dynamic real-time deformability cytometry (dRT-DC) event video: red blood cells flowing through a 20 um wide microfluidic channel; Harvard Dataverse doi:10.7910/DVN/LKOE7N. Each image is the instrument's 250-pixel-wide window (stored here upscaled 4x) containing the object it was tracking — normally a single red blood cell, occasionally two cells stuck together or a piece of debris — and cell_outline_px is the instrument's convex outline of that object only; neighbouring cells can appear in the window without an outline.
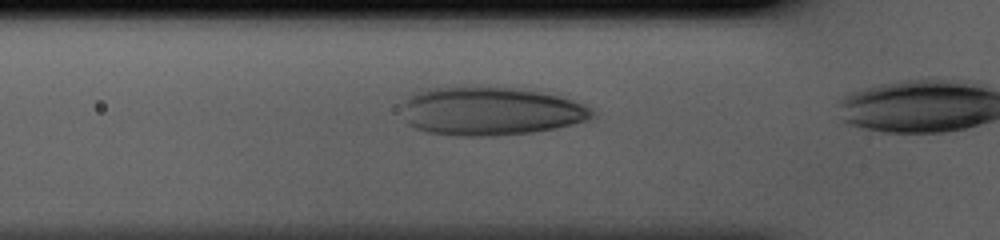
{"species": "human", "species_latin": "Homo sapiens", "temperature_condition": "cold", "stored_images_in_passage": 14, "camera_frame_rate_fps": 3000, "um_per_image_px": 0.085, "donor": {"sex": "male"}, "frame": {"image": 1, "passage_image": 10, "time_ms": 3.0, "image_size_px": [1000, 240], "cell_outline_px": [[592, 116], [588, 120], [556, 128], [536, 132], [488, 136], [456, 136], [428, 132], [416, 128], [408, 124], [404, 104], [408, 96], [416, 92], [428, 88], [512, 88], [540, 92], [560, 96], [584, 104], [592, 108]], "centroid_in_image_um": [41.72, 9.47], "position_along_channel_um": 84.1, "area_um2": 52.94}}
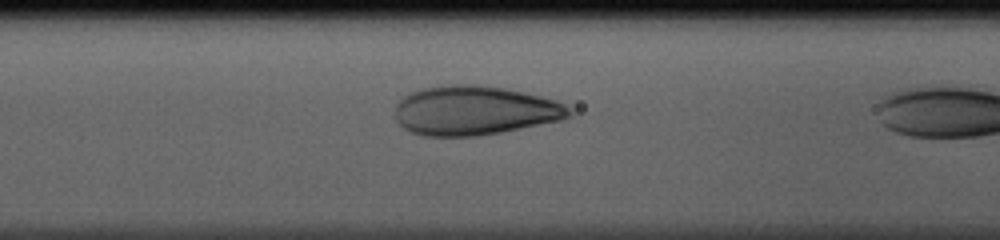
{"frame": {"image": 2, "passage_image": 13, "time_ms": 4.0, "image_size_px": [1000, 240], "cell_outline_px": [[572, 116], [564, 120], [500, 132], [476, 136], [424, 136], [412, 132], [404, 128], [396, 120], [396, 104], [404, 96], [412, 92], [424, 88], [440, 84], [468, 84], [508, 88], [556, 100], [564, 104], [572, 112]], "centroid_in_image_um": [40.36, 9.39], "position_along_channel_um": 126.2, "area_um2": 50.17}}